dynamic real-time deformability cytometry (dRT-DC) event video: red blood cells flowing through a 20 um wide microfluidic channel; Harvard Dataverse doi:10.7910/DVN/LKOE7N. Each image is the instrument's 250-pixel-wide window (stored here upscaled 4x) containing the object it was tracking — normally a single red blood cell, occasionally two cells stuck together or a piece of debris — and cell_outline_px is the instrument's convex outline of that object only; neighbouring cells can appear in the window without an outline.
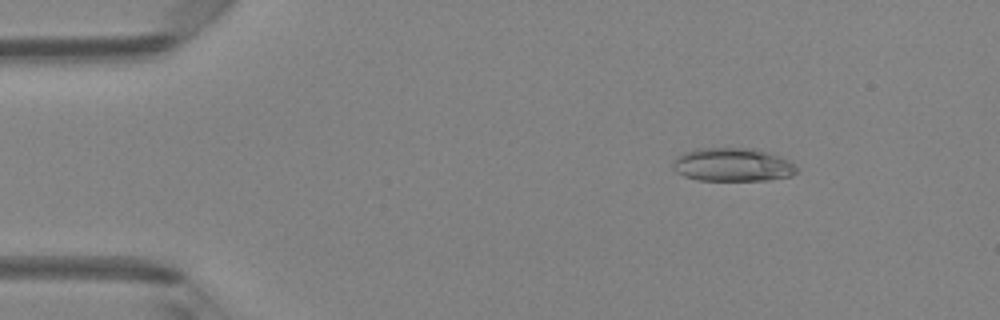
{"species": "Egyptian fruit bat (a non-hibernating species)", "species_latin": "Rousettus aegyptiacus", "temperature_condition": "room temperature", "stored_images_in_passage": 49, "camera_frame_rate_fps": 3000, "um_per_image_px": 0.085, "animal": {"sex": "female"}, "frame": {"image": 1, "passage_image": 7, "time_ms": 2.0, "image_size_px": [1000, 320], "cell_outline_px": [[796, 172], [792, 176], [768, 180], [696, 180], [684, 176], [676, 172], [672, 168], [672, 160], [676, 156], [684, 152], [696, 148], [756, 148], [780, 156], [788, 160], [796, 168]], "centroid_in_image_um": [62.22, 13.99], "position_along_channel_um": 22.8, "area_um2": 24.33}}
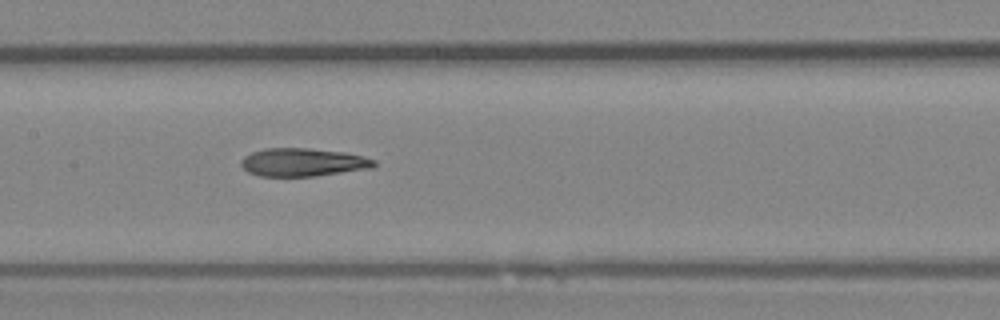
{"frame": {"image": 2, "passage_image": 24, "time_ms": 7.667, "image_size_px": [1000, 320], "cell_outline_px": [[376, 164], [372, 168], [316, 176], [260, 176], [248, 172], [240, 164], [240, 160], [244, 156], [252, 152], [264, 148], [308, 148], [344, 152], [364, 156], [376, 160]], "centroid_in_image_um": [25.75, 13.79], "position_along_channel_um": 181.7, "area_um2": 21.91}}
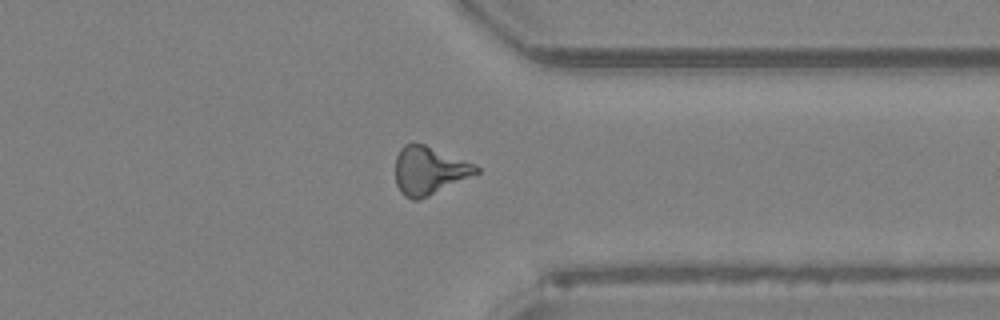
{"frame": {"image": 3, "passage_image": 38, "time_ms": 12.333, "image_size_px": [1000, 320], "cell_outline_px": [[480, 172], [420, 200], [412, 200], [404, 196], [400, 192], [396, 184], [396, 156], [400, 148], [404, 144], [412, 140], [424, 144], [476, 164], [480, 168]], "centroid_in_image_um": [36.46, 14.48], "position_along_channel_um": 374.9, "area_um2": 22.89}, "authors_computed_cell_mechanics": {"area_um2": 22.1952, "velocity_mm_per_s": 4.1909, "shape_relaxation_time_tau1_ms": 3.3767, "shape_relaxation_time_tau2_ms": 3.1343, "deformation_change_tau1": 0.1466, "deformation_change_tau2": 0.151}}